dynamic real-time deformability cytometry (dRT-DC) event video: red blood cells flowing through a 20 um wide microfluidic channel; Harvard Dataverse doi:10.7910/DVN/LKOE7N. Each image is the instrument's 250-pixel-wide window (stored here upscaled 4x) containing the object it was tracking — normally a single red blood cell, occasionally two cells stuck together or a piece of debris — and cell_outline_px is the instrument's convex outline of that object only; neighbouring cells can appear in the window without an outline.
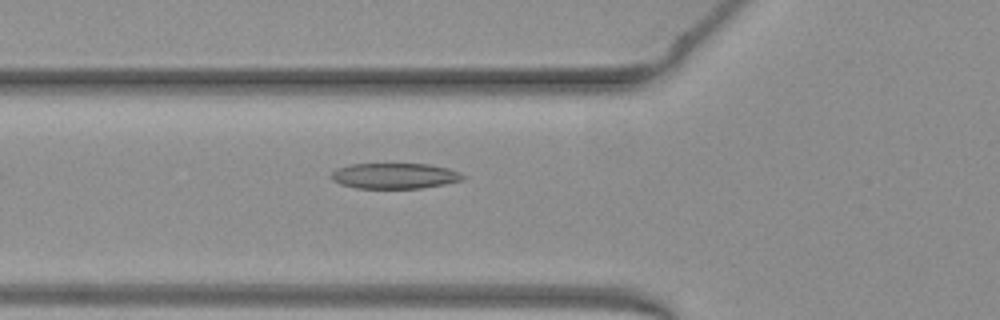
{"species": "common noctule bat (a hibernating species)", "species_latin": "Nyctalus noctula", "temperature_condition": "warm", "stored_images_in_passage": 36, "camera_frame_rate_fps": 3000, "um_per_image_px": 0.085, "animal": {"sex": "female", "body_mass_g": 19.3, "forearm_length_mm": 54.1}, "frame": {"image": 1, "passage_image": 3, "time_ms": 0.667, "image_size_px": [1000, 320], "cell_outline_px": [[464, 180], [444, 184], [420, 188], [356, 188], [340, 184], [332, 180], [332, 172], [336, 168], [348, 164], [428, 164], [448, 168], [460, 172], [464, 176]], "centroid_in_image_um": [33.53, 14.94], "position_along_channel_um": 92.3, "area_um2": 19.65}}
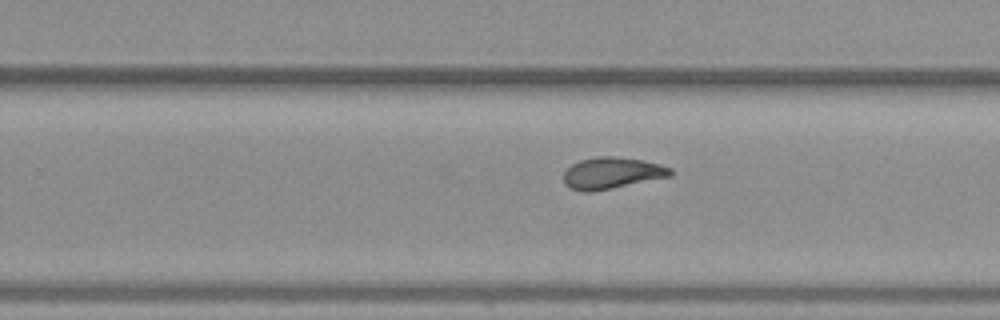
{"frame": {"image": 2, "passage_image": 17, "time_ms": 5.333, "image_size_px": [1000, 320], "cell_outline_px": [[672, 176], [592, 192], [580, 192], [564, 184], [564, 172], [572, 164], [580, 160], [600, 156], [612, 156], [644, 160], [660, 164], [672, 168]], "centroid_in_image_um": [52.02, 14.71], "position_along_channel_um": 277.8, "area_um2": 19.65}}
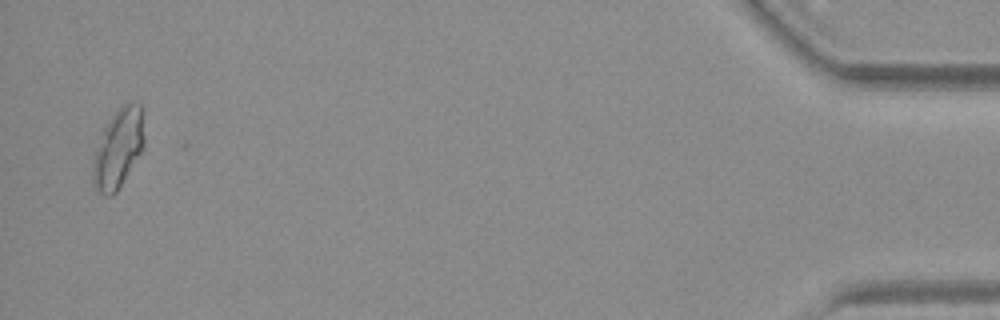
{"frame": {"image": 3, "passage_image": 35, "time_ms": 11.333, "image_size_px": [1000, 320], "cell_outline_px": [[144, 144], [140, 152], [116, 192], [112, 196], [104, 196], [92, 184], [92, 160], [100, 132], [104, 124], [128, 100], [140, 104], [144, 136]], "centroid_in_image_um": [10.0, 12.61], "position_along_channel_um": 425.2, "area_um2": 23.64}, "authors_computed_cell_mechanics": {"area_um2": 19.7098, "velocity_mm_per_s": 3.9812, "shape_relaxation_time_tau1_ms": 7.6627, "shape_relaxation_time_tau2_ms": 1.8469, "deformation_change_tau1": 0.2239, "deformation_change_tau2": 0.0953}}